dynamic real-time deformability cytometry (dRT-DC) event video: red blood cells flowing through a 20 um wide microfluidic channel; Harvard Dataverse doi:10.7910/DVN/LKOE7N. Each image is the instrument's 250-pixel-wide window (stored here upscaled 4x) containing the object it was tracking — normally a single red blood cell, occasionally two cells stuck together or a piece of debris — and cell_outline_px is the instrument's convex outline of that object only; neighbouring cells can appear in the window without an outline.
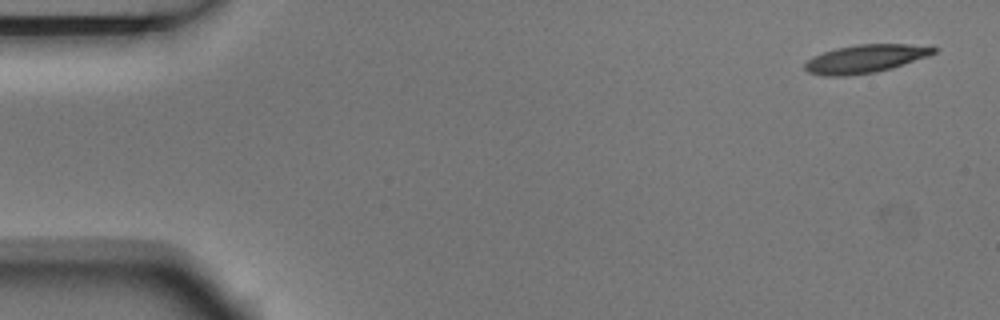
{"species": "Egyptian fruit bat (a non-hibernating species)", "species_latin": "Rousettus aegyptiacus", "temperature_condition": "room temperature", "stored_images_in_passage": 8, "camera_frame_rate_fps": 3000, "um_per_image_px": 0.085, "animal": {"sex": "male"}, "frame": {"image": 1, "passage_image": 1, "time_ms": 0.0, "image_size_px": [1000, 320], "cell_outline_px": [[940, 48], [936, 52], [928, 56], [892, 68], [876, 72], [848, 76], [824, 76], [808, 72], [804, 68], [804, 64], [812, 56], [836, 48], [856, 44], [932, 44]], "centroid_in_image_um": [73.62, 4.98], "position_along_channel_um": 11.4, "area_um2": 21.56}}
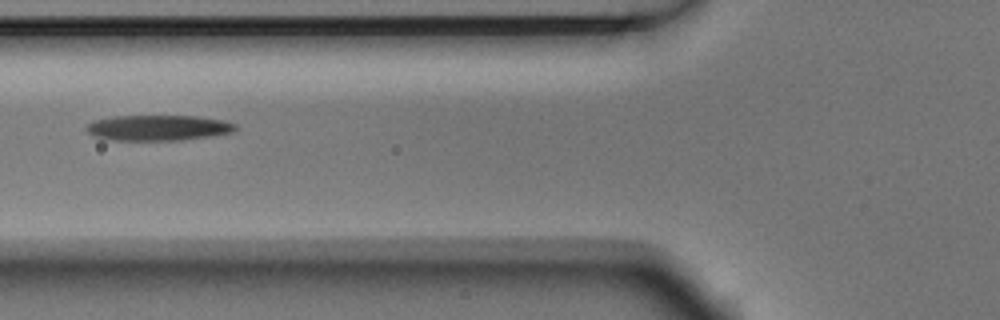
{"frame": {"image": 2, "passage_image": 5, "time_ms": 1.333, "image_size_px": [1000, 320], "cell_outline_px": [[236, 128], [232, 132], [184, 140], [112, 140], [92, 136], [84, 128], [88, 124], [96, 120], [112, 116], [196, 116], [224, 120], [236, 124]], "centroid_in_image_um": [13.42, 10.86], "position_along_channel_um": 112.4, "area_um2": 22.14}}
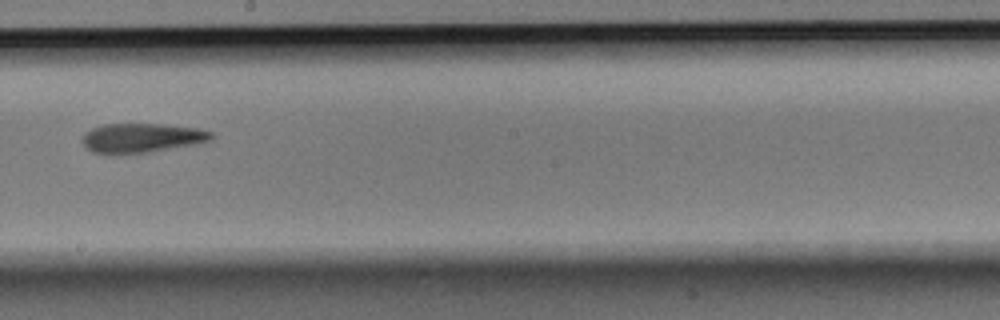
{"frame": {"image": 3, "passage_image": 8, "time_ms": 2.333, "image_size_px": [1000, 320], "cell_outline_px": [[212, 136], [208, 140], [196, 144], [148, 152], [112, 156], [92, 152], [80, 140], [84, 132], [92, 128], [104, 124], [164, 124], [196, 128], [212, 132]], "centroid_in_image_um": [11.95, 11.74], "position_along_channel_um": 236.3, "area_um2": 22.31}}